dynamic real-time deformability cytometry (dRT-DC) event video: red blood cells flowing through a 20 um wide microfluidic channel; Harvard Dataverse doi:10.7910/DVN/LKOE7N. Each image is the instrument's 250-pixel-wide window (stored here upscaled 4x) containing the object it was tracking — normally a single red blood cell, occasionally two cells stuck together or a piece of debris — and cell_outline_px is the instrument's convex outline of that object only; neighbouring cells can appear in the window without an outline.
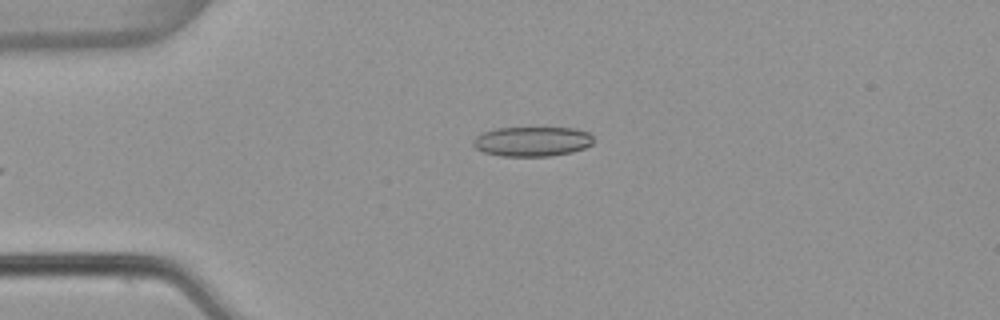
{"species": "common noctule bat (a hibernating species)", "species_latin": "Nyctalus noctula", "temperature_condition": "warm", "stored_images_in_passage": 5, "camera_frame_rate_fps": 3000, "um_per_image_px": 0.085, "animal": {"sex": "female", "body_mass_g": 22.7, "forearm_length_mm": 54.2}, "frame": {"image": 1, "passage_image": 5, "time_ms": 1.333, "image_size_px": [1000, 320], "cell_outline_px": [[592, 144], [584, 148], [572, 152], [548, 156], [500, 156], [484, 152], [476, 148], [472, 144], [472, 140], [476, 136], [484, 132], [496, 128], [576, 128], [588, 132], [592, 136]], "centroid_in_image_um": [45.22, 12.02], "position_along_channel_um": 39.8, "area_um2": 20.81}}